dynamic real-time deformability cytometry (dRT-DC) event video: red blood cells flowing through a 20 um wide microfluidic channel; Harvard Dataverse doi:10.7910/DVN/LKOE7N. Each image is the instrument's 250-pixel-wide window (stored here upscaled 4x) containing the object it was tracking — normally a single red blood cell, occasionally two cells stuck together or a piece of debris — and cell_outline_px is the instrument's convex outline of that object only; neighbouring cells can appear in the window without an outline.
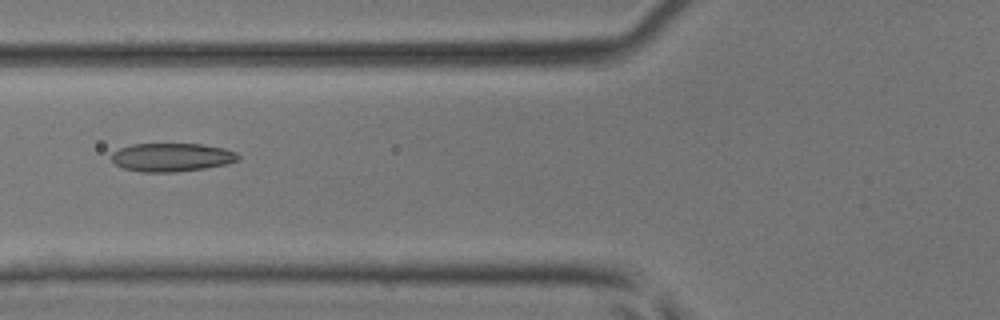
{"species": "common noctule bat (a hibernating species)", "species_latin": "Nyctalus noctula", "temperature_condition": "room temperature", "stored_images_in_passage": 5, "camera_frame_rate_fps": 3000, "um_per_image_px": 0.085, "animal": {"sex": "male", "body_mass_g": 17.9, "forearm_length_mm": 54.2}, "frame": {"image": 1, "passage_image": 5, "time_ms": 4.333, "image_size_px": [1000, 320], "cell_outline_px": [[240, 160], [228, 164], [204, 168], [176, 172], [140, 172], [124, 168], [116, 164], [112, 160], [112, 152], [120, 148], [132, 144], [200, 144], [224, 148], [236, 152], [240, 156]], "centroid_in_image_um": [14.62, 13.37], "position_along_channel_um": 111.2, "area_um2": 21.04}}